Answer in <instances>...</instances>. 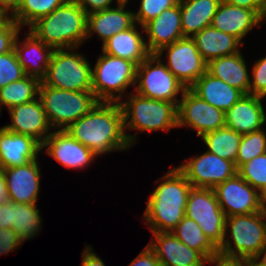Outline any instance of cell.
Listing matches in <instances>:
<instances>
[{
    "instance_id": "cell-23",
    "label": "cell",
    "mask_w": 266,
    "mask_h": 266,
    "mask_svg": "<svg viewBox=\"0 0 266 266\" xmlns=\"http://www.w3.org/2000/svg\"><path fill=\"white\" fill-rule=\"evenodd\" d=\"M264 22L255 11L222 0L211 25L217 30L235 36L244 44V37Z\"/></svg>"
},
{
    "instance_id": "cell-9",
    "label": "cell",
    "mask_w": 266,
    "mask_h": 266,
    "mask_svg": "<svg viewBox=\"0 0 266 266\" xmlns=\"http://www.w3.org/2000/svg\"><path fill=\"white\" fill-rule=\"evenodd\" d=\"M186 87L156 55L150 54L136 69V82L132 92L141 96L175 103L177 106Z\"/></svg>"
},
{
    "instance_id": "cell-37",
    "label": "cell",
    "mask_w": 266,
    "mask_h": 266,
    "mask_svg": "<svg viewBox=\"0 0 266 266\" xmlns=\"http://www.w3.org/2000/svg\"><path fill=\"white\" fill-rule=\"evenodd\" d=\"M137 12H133L135 23L144 26L159 16L164 10L179 3V0H140Z\"/></svg>"
},
{
    "instance_id": "cell-54",
    "label": "cell",
    "mask_w": 266,
    "mask_h": 266,
    "mask_svg": "<svg viewBox=\"0 0 266 266\" xmlns=\"http://www.w3.org/2000/svg\"><path fill=\"white\" fill-rule=\"evenodd\" d=\"M263 211L266 213V198L263 200Z\"/></svg>"
},
{
    "instance_id": "cell-22",
    "label": "cell",
    "mask_w": 266,
    "mask_h": 266,
    "mask_svg": "<svg viewBox=\"0 0 266 266\" xmlns=\"http://www.w3.org/2000/svg\"><path fill=\"white\" fill-rule=\"evenodd\" d=\"M148 51L155 54L162 47L183 38L180 4L164 10L144 26Z\"/></svg>"
},
{
    "instance_id": "cell-3",
    "label": "cell",
    "mask_w": 266,
    "mask_h": 266,
    "mask_svg": "<svg viewBox=\"0 0 266 266\" xmlns=\"http://www.w3.org/2000/svg\"><path fill=\"white\" fill-rule=\"evenodd\" d=\"M86 25L87 13L73 0H66L28 30L54 50L79 48L86 41Z\"/></svg>"
},
{
    "instance_id": "cell-52",
    "label": "cell",
    "mask_w": 266,
    "mask_h": 266,
    "mask_svg": "<svg viewBox=\"0 0 266 266\" xmlns=\"http://www.w3.org/2000/svg\"><path fill=\"white\" fill-rule=\"evenodd\" d=\"M244 266H257L253 260L248 261L244 259Z\"/></svg>"
},
{
    "instance_id": "cell-6",
    "label": "cell",
    "mask_w": 266,
    "mask_h": 266,
    "mask_svg": "<svg viewBox=\"0 0 266 266\" xmlns=\"http://www.w3.org/2000/svg\"><path fill=\"white\" fill-rule=\"evenodd\" d=\"M94 65L92 91L97 100L120 103L123 98L126 99L129 94L127 88L135 86L137 65L132 61L103 52Z\"/></svg>"
},
{
    "instance_id": "cell-51",
    "label": "cell",
    "mask_w": 266,
    "mask_h": 266,
    "mask_svg": "<svg viewBox=\"0 0 266 266\" xmlns=\"http://www.w3.org/2000/svg\"><path fill=\"white\" fill-rule=\"evenodd\" d=\"M0 3L5 5L12 12L16 9V0H0Z\"/></svg>"
},
{
    "instance_id": "cell-30",
    "label": "cell",
    "mask_w": 266,
    "mask_h": 266,
    "mask_svg": "<svg viewBox=\"0 0 266 266\" xmlns=\"http://www.w3.org/2000/svg\"><path fill=\"white\" fill-rule=\"evenodd\" d=\"M36 204L12 202V229L22 242L36 238L41 232L42 217Z\"/></svg>"
},
{
    "instance_id": "cell-17",
    "label": "cell",
    "mask_w": 266,
    "mask_h": 266,
    "mask_svg": "<svg viewBox=\"0 0 266 266\" xmlns=\"http://www.w3.org/2000/svg\"><path fill=\"white\" fill-rule=\"evenodd\" d=\"M148 246L154 251L161 266H205L206 258L187 247L172 232L152 233Z\"/></svg>"
},
{
    "instance_id": "cell-36",
    "label": "cell",
    "mask_w": 266,
    "mask_h": 266,
    "mask_svg": "<svg viewBox=\"0 0 266 266\" xmlns=\"http://www.w3.org/2000/svg\"><path fill=\"white\" fill-rule=\"evenodd\" d=\"M237 173L261 193L266 188V152L241 165Z\"/></svg>"
},
{
    "instance_id": "cell-11",
    "label": "cell",
    "mask_w": 266,
    "mask_h": 266,
    "mask_svg": "<svg viewBox=\"0 0 266 266\" xmlns=\"http://www.w3.org/2000/svg\"><path fill=\"white\" fill-rule=\"evenodd\" d=\"M155 54L186 88H190L207 71L208 63L198 52L192 37L178 39Z\"/></svg>"
},
{
    "instance_id": "cell-25",
    "label": "cell",
    "mask_w": 266,
    "mask_h": 266,
    "mask_svg": "<svg viewBox=\"0 0 266 266\" xmlns=\"http://www.w3.org/2000/svg\"><path fill=\"white\" fill-rule=\"evenodd\" d=\"M143 33L144 28L135 23L131 28L115 34L104 42L102 52L132 61L138 66L151 54L147 49Z\"/></svg>"
},
{
    "instance_id": "cell-45",
    "label": "cell",
    "mask_w": 266,
    "mask_h": 266,
    "mask_svg": "<svg viewBox=\"0 0 266 266\" xmlns=\"http://www.w3.org/2000/svg\"><path fill=\"white\" fill-rule=\"evenodd\" d=\"M206 263L214 266H244V259L225 257L220 254H216L207 259Z\"/></svg>"
},
{
    "instance_id": "cell-15",
    "label": "cell",
    "mask_w": 266,
    "mask_h": 266,
    "mask_svg": "<svg viewBox=\"0 0 266 266\" xmlns=\"http://www.w3.org/2000/svg\"><path fill=\"white\" fill-rule=\"evenodd\" d=\"M43 149L60 165L71 170L86 169L97 158L89 148L75 140L66 130H53L42 144Z\"/></svg>"
},
{
    "instance_id": "cell-21",
    "label": "cell",
    "mask_w": 266,
    "mask_h": 266,
    "mask_svg": "<svg viewBox=\"0 0 266 266\" xmlns=\"http://www.w3.org/2000/svg\"><path fill=\"white\" fill-rule=\"evenodd\" d=\"M263 99L264 97L244 94L225 113V126L241 135L265 128L266 108Z\"/></svg>"
},
{
    "instance_id": "cell-8",
    "label": "cell",
    "mask_w": 266,
    "mask_h": 266,
    "mask_svg": "<svg viewBox=\"0 0 266 266\" xmlns=\"http://www.w3.org/2000/svg\"><path fill=\"white\" fill-rule=\"evenodd\" d=\"M78 47L55 49L40 86L70 91H92V66Z\"/></svg>"
},
{
    "instance_id": "cell-16",
    "label": "cell",
    "mask_w": 266,
    "mask_h": 266,
    "mask_svg": "<svg viewBox=\"0 0 266 266\" xmlns=\"http://www.w3.org/2000/svg\"><path fill=\"white\" fill-rule=\"evenodd\" d=\"M8 111L12 122L3 126L8 131L30 136L41 145L53 131L39 97L31 102L14 106Z\"/></svg>"
},
{
    "instance_id": "cell-47",
    "label": "cell",
    "mask_w": 266,
    "mask_h": 266,
    "mask_svg": "<svg viewBox=\"0 0 266 266\" xmlns=\"http://www.w3.org/2000/svg\"><path fill=\"white\" fill-rule=\"evenodd\" d=\"M0 228L12 229V202L8 201L0 205Z\"/></svg>"
},
{
    "instance_id": "cell-28",
    "label": "cell",
    "mask_w": 266,
    "mask_h": 266,
    "mask_svg": "<svg viewBox=\"0 0 266 266\" xmlns=\"http://www.w3.org/2000/svg\"><path fill=\"white\" fill-rule=\"evenodd\" d=\"M207 71L216 78L249 94L250 73L242 51L211 60Z\"/></svg>"
},
{
    "instance_id": "cell-29",
    "label": "cell",
    "mask_w": 266,
    "mask_h": 266,
    "mask_svg": "<svg viewBox=\"0 0 266 266\" xmlns=\"http://www.w3.org/2000/svg\"><path fill=\"white\" fill-rule=\"evenodd\" d=\"M222 0H180L183 37H193L210 26Z\"/></svg>"
},
{
    "instance_id": "cell-19",
    "label": "cell",
    "mask_w": 266,
    "mask_h": 266,
    "mask_svg": "<svg viewBox=\"0 0 266 266\" xmlns=\"http://www.w3.org/2000/svg\"><path fill=\"white\" fill-rule=\"evenodd\" d=\"M38 159L13 168L4 169L9 201L23 204H36L40 186Z\"/></svg>"
},
{
    "instance_id": "cell-5",
    "label": "cell",
    "mask_w": 266,
    "mask_h": 266,
    "mask_svg": "<svg viewBox=\"0 0 266 266\" xmlns=\"http://www.w3.org/2000/svg\"><path fill=\"white\" fill-rule=\"evenodd\" d=\"M265 246L266 213L263 210L226 217L224 239L218 254L251 261Z\"/></svg>"
},
{
    "instance_id": "cell-50",
    "label": "cell",
    "mask_w": 266,
    "mask_h": 266,
    "mask_svg": "<svg viewBox=\"0 0 266 266\" xmlns=\"http://www.w3.org/2000/svg\"><path fill=\"white\" fill-rule=\"evenodd\" d=\"M257 266H266V246L253 259Z\"/></svg>"
},
{
    "instance_id": "cell-14",
    "label": "cell",
    "mask_w": 266,
    "mask_h": 266,
    "mask_svg": "<svg viewBox=\"0 0 266 266\" xmlns=\"http://www.w3.org/2000/svg\"><path fill=\"white\" fill-rule=\"evenodd\" d=\"M214 191L226 217L252 214L263 210V201L260 193L238 173L218 184Z\"/></svg>"
},
{
    "instance_id": "cell-13",
    "label": "cell",
    "mask_w": 266,
    "mask_h": 266,
    "mask_svg": "<svg viewBox=\"0 0 266 266\" xmlns=\"http://www.w3.org/2000/svg\"><path fill=\"white\" fill-rule=\"evenodd\" d=\"M178 128L189 127L201 137L225 126V112L186 88L177 106Z\"/></svg>"
},
{
    "instance_id": "cell-31",
    "label": "cell",
    "mask_w": 266,
    "mask_h": 266,
    "mask_svg": "<svg viewBox=\"0 0 266 266\" xmlns=\"http://www.w3.org/2000/svg\"><path fill=\"white\" fill-rule=\"evenodd\" d=\"M41 81L26 75L20 80L11 82L0 89V113L3 106L10 109L14 106L33 101L39 96ZM1 115V114H0Z\"/></svg>"
},
{
    "instance_id": "cell-32",
    "label": "cell",
    "mask_w": 266,
    "mask_h": 266,
    "mask_svg": "<svg viewBox=\"0 0 266 266\" xmlns=\"http://www.w3.org/2000/svg\"><path fill=\"white\" fill-rule=\"evenodd\" d=\"M242 135L223 126L201 136L207 151L235 163Z\"/></svg>"
},
{
    "instance_id": "cell-4",
    "label": "cell",
    "mask_w": 266,
    "mask_h": 266,
    "mask_svg": "<svg viewBox=\"0 0 266 266\" xmlns=\"http://www.w3.org/2000/svg\"><path fill=\"white\" fill-rule=\"evenodd\" d=\"M120 105L123 111L125 135L131 147L138 141V134L126 133L128 130L148 133L159 130L169 132L172 128H178L175 103L150 99L134 92L129 93L126 101L122 100Z\"/></svg>"
},
{
    "instance_id": "cell-2",
    "label": "cell",
    "mask_w": 266,
    "mask_h": 266,
    "mask_svg": "<svg viewBox=\"0 0 266 266\" xmlns=\"http://www.w3.org/2000/svg\"><path fill=\"white\" fill-rule=\"evenodd\" d=\"M157 182L160 184L147 199L143 223L151 233L172 232L185 216L192 185L177 167L169 169Z\"/></svg>"
},
{
    "instance_id": "cell-53",
    "label": "cell",
    "mask_w": 266,
    "mask_h": 266,
    "mask_svg": "<svg viewBox=\"0 0 266 266\" xmlns=\"http://www.w3.org/2000/svg\"><path fill=\"white\" fill-rule=\"evenodd\" d=\"M262 201L266 198V188L260 193Z\"/></svg>"
},
{
    "instance_id": "cell-18",
    "label": "cell",
    "mask_w": 266,
    "mask_h": 266,
    "mask_svg": "<svg viewBox=\"0 0 266 266\" xmlns=\"http://www.w3.org/2000/svg\"><path fill=\"white\" fill-rule=\"evenodd\" d=\"M128 2L124 0L115 7L88 14L86 41L95 34L103 44L115 34L131 28L135 24L134 11L126 9Z\"/></svg>"
},
{
    "instance_id": "cell-20",
    "label": "cell",
    "mask_w": 266,
    "mask_h": 266,
    "mask_svg": "<svg viewBox=\"0 0 266 266\" xmlns=\"http://www.w3.org/2000/svg\"><path fill=\"white\" fill-rule=\"evenodd\" d=\"M42 145L34 138L0 127V167H19L38 159Z\"/></svg>"
},
{
    "instance_id": "cell-33",
    "label": "cell",
    "mask_w": 266,
    "mask_h": 266,
    "mask_svg": "<svg viewBox=\"0 0 266 266\" xmlns=\"http://www.w3.org/2000/svg\"><path fill=\"white\" fill-rule=\"evenodd\" d=\"M172 233L187 247L199 251L206 259L218 254V248L208 239L194 220L184 216Z\"/></svg>"
},
{
    "instance_id": "cell-55",
    "label": "cell",
    "mask_w": 266,
    "mask_h": 266,
    "mask_svg": "<svg viewBox=\"0 0 266 266\" xmlns=\"http://www.w3.org/2000/svg\"><path fill=\"white\" fill-rule=\"evenodd\" d=\"M24 0H16V8L23 2Z\"/></svg>"
},
{
    "instance_id": "cell-27",
    "label": "cell",
    "mask_w": 266,
    "mask_h": 266,
    "mask_svg": "<svg viewBox=\"0 0 266 266\" xmlns=\"http://www.w3.org/2000/svg\"><path fill=\"white\" fill-rule=\"evenodd\" d=\"M192 38L198 52L207 63L216 58L238 53L244 45L235 36L217 30L212 25L205 27Z\"/></svg>"
},
{
    "instance_id": "cell-49",
    "label": "cell",
    "mask_w": 266,
    "mask_h": 266,
    "mask_svg": "<svg viewBox=\"0 0 266 266\" xmlns=\"http://www.w3.org/2000/svg\"><path fill=\"white\" fill-rule=\"evenodd\" d=\"M13 12L0 3V27L13 22Z\"/></svg>"
},
{
    "instance_id": "cell-43",
    "label": "cell",
    "mask_w": 266,
    "mask_h": 266,
    "mask_svg": "<svg viewBox=\"0 0 266 266\" xmlns=\"http://www.w3.org/2000/svg\"><path fill=\"white\" fill-rule=\"evenodd\" d=\"M229 4L255 11L266 22V0H224Z\"/></svg>"
},
{
    "instance_id": "cell-39",
    "label": "cell",
    "mask_w": 266,
    "mask_h": 266,
    "mask_svg": "<svg viewBox=\"0 0 266 266\" xmlns=\"http://www.w3.org/2000/svg\"><path fill=\"white\" fill-rule=\"evenodd\" d=\"M250 73L249 94L266 98V56L254 62Z\"/></svg>"
},
{
    "instance_id": "cell-41",
    "label": "cell",
    "mask_w": 266,
    "mask_h": 266,
    "mask_svg": "<svg viewBox=\"0 0 266 266\" xmlns=\"http://www.w3.org/2000/svg\"><path fill=\"white\" fill-rule=\"evenodd\" d=\"M23 242L17 233L10 228H0V256L11 254V252L21 248Z\"/></svg>"
},
{
    "instance_id": "cell-42",
    "label": "cell",
    "mask_w": 266,
    "mask_h": 266,
    "mask_svg": "<svg viewBox=\"0 0 266 266\" xmlns=\"http://www.w3.org/2000/svg\"><path fill=\"white\" fill-rule=\"evenodd\" d=\"M76 2L86 13H94L97 11H102L107 8L112 7L114 0H73ZM117 5H119L124 0H115Z\"/></svg>"
},
{
    "instance_id": "cell-44",
    "label": "cell",
    "mask_w": 266,
    "mask_h": 266,
    "mask_svg": "<svg viewBox=\"0 0 266 266\" xmlns=\"http://www.w3.org/2000/svg\"><path fill=\"white\" fill-rule=\"evenodd\" d=\"M128 266H161V263L147 244Z\"/></svg>"
},
{
    "instance_id": "cell-38",
    "label": "cell",
    "mask_w": 266,
    "mask_h": 266,
    "mask_svg": "<svg viewBox=\"0 0 266 266\" xmlns=\"http://www.w3.org/2000/svg\"><path fill=\"white\" fill-rule=\"evenodd\" d=\"M25 76V70L18 62L14 49L0 55V89Z\"/></svg>"
},
{
    "instance_id": "cell-10",
    "label": "cell",
    "mask_w": 266,
    "mask_h": 266,
    "mask_svg": "<svg viewBox=\"0 0 266 266\" xmlns=\"http://www.w3.org/2000/svg\"><path fill=\"white\" fill-rule=\"evenodd\" d=\"M185 216L200 226L203 234L219 248L224 239L226 216L213 188H191Z\"/></svg>"
},
{
    "instance_id": "cell-1",
    "label": "cell",
    "mask_w": 266,
    "mask_h": 266,
    "mask_svg": "<svg viewBox=\"0 0 266 266\" xmlns=\"http://www.w3.org/2000/svg\"><path fill=\"white\" fill-rule=\"evenodd\" d=\"M65 130L97 157L131 149L125 135L123 111L117 102H98Z\"/></svg>"
},
{
    "instance_id": "cell-12",
    "label": "cell",
    "mask_w": 266,
    "mask_h": 266,
    "mask_svg": "<svg viewBox=\"0 0 266 266\" xmlns=\"http://www.w3.org/2000/svg\"><path fill=\"white\" fill-rule=\"evenodd\" d=\"M177 168L193 188H215L237 174L235 163L208 151L190 157Z\"/></svg>"
},
{
    "instance_id": "cell-48",
    "label": "cell",
    "mask_w": 266,
    "mask_h": 266,
    "mask_svg": "<svg viewBox=\"0 0 266 266\" xmlns=\"http://www.w3.org/2000/svg\"><path fill=\"white\" fill-rule=\"evenodd\" d=\"M9 201L4 169L0 167V205Z\"/></svg>"
},
{
    "instance_id": "cell-7",
    "label": "cell",
    "mask_w": 266,
    "mask_h": 266,
    "mask_svg": "<svg viewBox=\"0 0 266 266\" xmlns=\"http://www.w3.org/2000/svg\"><path fill=\"white\" fill-rule=\"evenodd\" d=\"M52 129L65 130L99 102L93 91H70L39 87V96Z\"/></svg>"
},
{
    "instance_id": "cell-35",
    "label": "cell",
    "mask_w": 266,
    "mask_h": 266,
    "mask_svg": "<svg viewBox=\"0 0 266 266\" xmlns=\"http://www.w3.org/2000/svg\"><path fill=\"white\" fill-rule=\"evenodd\" d=\"M266 152V129L262 128L241 137L235 166L241 165Z\"/></svg>"
},
{
    "instance_id": "cell-40",
    "label": "cell",
    "mask_w": 266,
    "mask_h": 266,
    "mask_svg": "<svg viewBox=\"0 0 266 266\" xmlns=\"http://www.w3.org/2000/svg\"><path fill=\"white\" fill-rule=\"evenodd\" d=\"M22 27L15 21L11 24L0 27V55L8 53L14 49V43Z\"/></svg>"
},
{
    "instance_id": "cell-24",
    "label": "cell",
    "mask_w": 266,
    "mask_h": 266,
    "mask_svg": "<svg viewBox=\"0 0 266 266\" xmlns=\"http://www.w3.org/2000/svg\"><path fill=\"white\" fill-rule=\"evenodd\" d=\"M27 31L22 42L19 40L21 34L18 33L14 43V51L26 75L41 81L46 75L54 49L44 44L29 30Z\"/></svg>"
},
{
    "instance_id": "cell-46",
    "label": "cell",
    "mask_w": 266,
    "mask_h": 266,
    "mask_svg": "<svg viewBox=\"0 0 266 266\" xmlns=\"http://www.w3.org/2000/svg\"><path fill=\"white\" fill-rule=\"evenodd\" d=\"M81 257V266H105V262L93 251L92 245H86Z\"/></svg>"
},
{
    "instance_id": "cell-26",
    "label": "cell",
    "mask_w": 266,
    "mask_h": 266,
    "mask_svg": "<svg viewBox=\"0 0 266 266\" xmlns=\"http://www.w3.org/2000/svg\"><path fill=\"white\" fill-rule=\"evenodd\" d=\"M190 89L201 99L225 113L244 95L242 91L214 77L208 71Z\"/></svg>"
},
{
    "instance_id": "cell-34",
    "label": "cell",
    "mask_w": 266,
    "mask_h": 266,
    "mask_svg": "<svg viewBox=\"0 0 266 266\" xmlns=\"http://www.w3.org/2000/svg\"><path fill=\"white\" fill-rule=\"evenodd\" d=\"M66 0H24L13 12V20L22 27H30L38 19L50 14Z\"/></svg>"
}]
</instances>
